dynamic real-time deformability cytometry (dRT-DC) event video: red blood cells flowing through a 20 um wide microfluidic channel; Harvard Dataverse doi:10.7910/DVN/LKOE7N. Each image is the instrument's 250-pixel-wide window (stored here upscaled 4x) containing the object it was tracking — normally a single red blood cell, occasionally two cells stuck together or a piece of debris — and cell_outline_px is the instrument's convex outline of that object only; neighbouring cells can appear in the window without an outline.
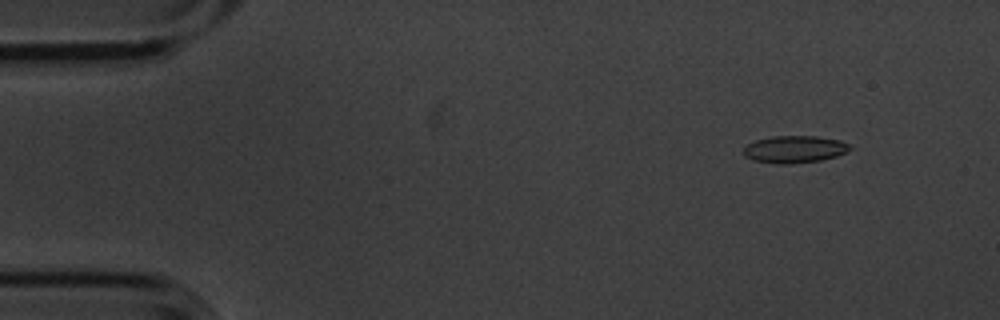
{"species": "common noctule bat (a hibernating species)", "species_latin": "Nyctalus noctula", "temperature_condition": "cold", "stored_images_in_passage": 5, "camera_frame_rate_fps": 3000, "um_per_image_px": 0.085, "animal": {"sex": "male", "body_mass_g": 20.1, "forearm_length_mm": 53.5}, "frame": {"image": 1, "passage_image": 2, "time_ms": 0.333, "image_size_px": [1000, 320], "cell_outline_px": [[852, 148], [848, 152], [836, 156], [820, 160], [788, 164], [776, 164], [752, 160], [744, 156], [744, 148], [748, 144], [756, 140], [772, 136], [816, 136], [840, 140], [848, 144]], "centroid_in_image_um": [67.53, 12.69], "position_along_channel_um": 17.5, "area_um2": 16.88}}